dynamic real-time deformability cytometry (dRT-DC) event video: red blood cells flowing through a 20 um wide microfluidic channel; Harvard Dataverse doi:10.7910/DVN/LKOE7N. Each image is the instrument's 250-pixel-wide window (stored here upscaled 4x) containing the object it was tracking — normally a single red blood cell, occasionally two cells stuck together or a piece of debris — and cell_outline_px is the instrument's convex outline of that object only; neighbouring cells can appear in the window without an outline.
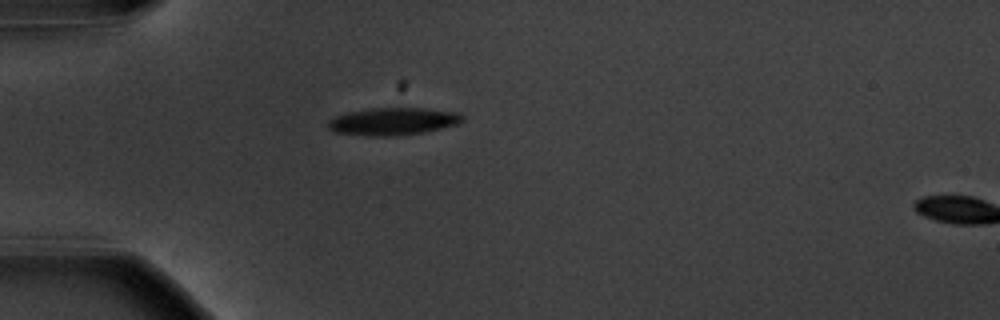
{"species": "common noctule bat (a hibernating species)", "species_latin": "Nyctalus noctula", "temperature_condition": "warm", "stored_images_in_passage": 3, "camera_frame_rate_fps": 3000, "um_per_image_px": 0.085, "animal": {"sex": "male", "body_mass_g": 20.1, "forearm_length_mm": 53.5}, "frame": {"image": 1, "passage_image": 1, "time_ms": 0.0, "image_size_px": [1000, 320], "cell_outline_px": [[464, 120], [456, 124], [424, 132], [396, 136], [368, 136], [336, 132], [328, 128], [328, 120], [336, 116], [348, 112], [372, 108], [424, 108], [460, 112], [464, 116]], "centroid_in_image_um": [33.42, 10.31], "position_along_channel_um": 51.6, "area_um2": 21.5}}